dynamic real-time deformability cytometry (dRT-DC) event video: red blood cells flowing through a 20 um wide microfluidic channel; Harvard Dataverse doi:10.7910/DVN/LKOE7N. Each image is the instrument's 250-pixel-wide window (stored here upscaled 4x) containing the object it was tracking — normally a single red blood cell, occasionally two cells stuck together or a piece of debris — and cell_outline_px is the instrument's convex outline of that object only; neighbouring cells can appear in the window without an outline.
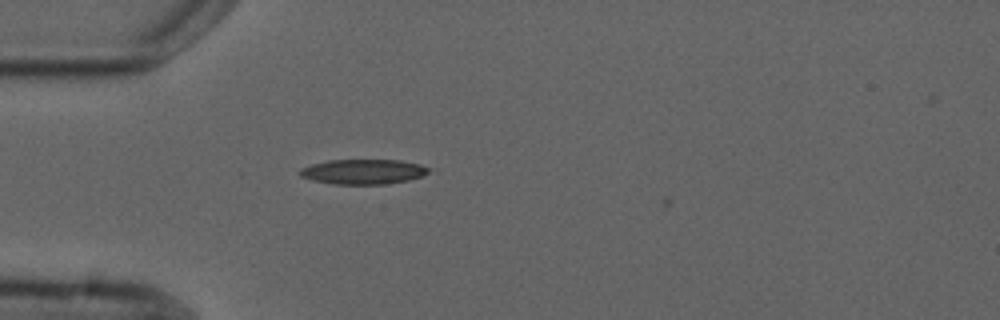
{"species": "common noctule bat (a hibernating species)", "species_latin": "Nyctalus noctula", "temperature_condition": "cold", "stored_images_in_passage": 4, "camera_frame_rate_fps": 3000, "um_per_image_px": 0.085, "animal": {"sex": "male", "forearm_length_mm": 52.5}, "frame": {"image": 1, "passage_image": 3, "time_ms": 2.333, "image_size_px": [1000, 320], "cell_outline_px": [[428, 172], [420, 176], [408, 180], [388, 184], [336, 184], [312, 180], [300, 176], [300, 168], [312, 164], [328, 160], [400, 160], [420, 164], [428, 168]], "centroid_in_image_um": [30.85, 14.59], "position_along_channel_um": 54.2, "area_um2": 18.55}}